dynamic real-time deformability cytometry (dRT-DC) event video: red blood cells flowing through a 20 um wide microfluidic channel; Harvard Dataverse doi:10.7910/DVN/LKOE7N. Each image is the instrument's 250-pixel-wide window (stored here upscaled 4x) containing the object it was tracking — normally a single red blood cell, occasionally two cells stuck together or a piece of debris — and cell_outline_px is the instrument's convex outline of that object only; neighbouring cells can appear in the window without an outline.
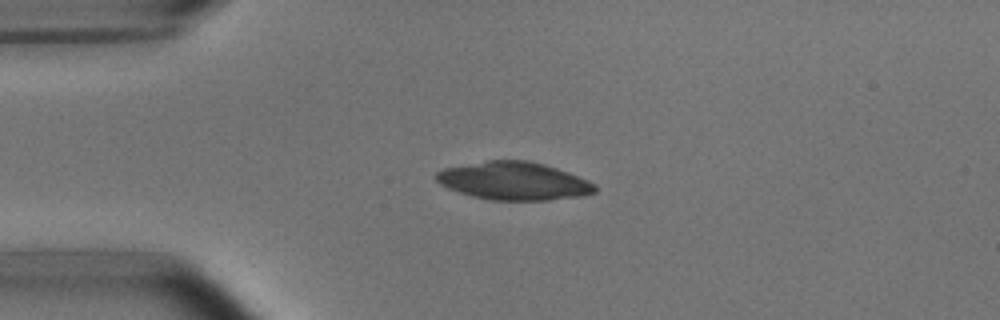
{"species": "common noctule bat (a hibernating species)", "species_latin": "Nyctalus noctula", "temperature_condition": "room temperature", "stored_images_in_passage": 41, "camera_frame_rate_fps": 3000, "um_per_image_px": 0.085, "animal": {"sex": "male", "body_mass_g": 15.6}, "frame": {"image": 1, "passage_image": 1, "time_ms": 0.0, "image_size_px": [1000, 320], "cell_outline_px": [[596, 192], [580, 196], [548, 200], [492, 200], [472, 196], [448, 188], [440, 184], [436, 180], [436, 172], [444, 168], [488, 160], [528, 160], [544, 164], [568, 172], [588, 180], [596, 184]], "centroid_in_image_um": [43.68, 15.38], "position_along_channel_um": 41.3, "area_um2": 35.03}}
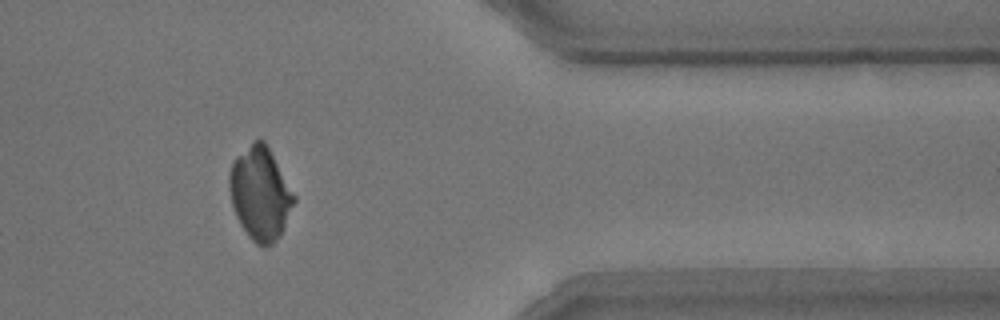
{"frame": {"image": 2, "passage_image": 32, "time_ms": 10.333, "image_size_px": [1000, 320], "cell_outline_px": [[296, 200], [280, 236], [272, 244], [256, 244], [248, 236], [240, 224], [236, 216], [232, 204], [228, 184], [228, 176], [232, 164], [236, 156], [256, 140], [264, 140], [296, 196]], "centroid_in_image_um": [22.11, 16.46], "position_along_channel_um": 389.3, "area_um2": 34.62}}
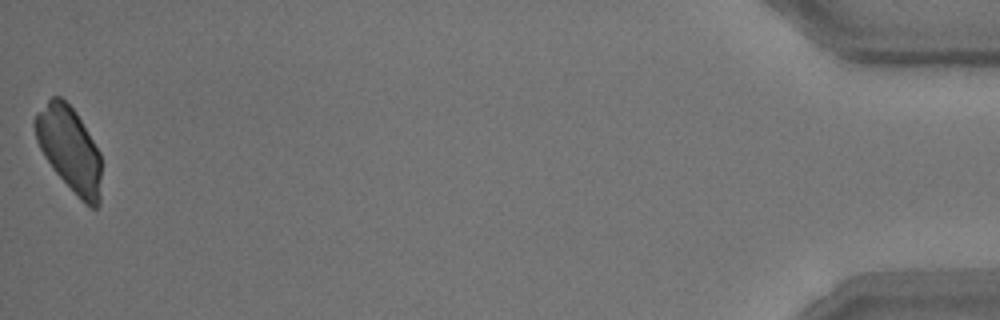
{"frame": {"image": 3, "passage_image": 41, "time_ms": 13.333, "image_size_px": [1000, 320], "cell_outline_px": [[100, 204], [96, 208], [92, 208], [84, 204], [80, 200], [52, 168], [44, 156], [36, 140], [32, 124], [32, 120], [36, 112], [52, 96], [60, 96], [76, 112], [100, 152]], "centroid_in_image_um": [5.88, 12.68], "position_along_channel_um": 429.3, "area_um2": 32.83}}